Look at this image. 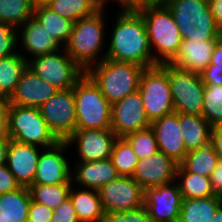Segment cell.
<instances>
[{"label":"cell","mask_w":222,"mask_h":222,"mask_svg":"<svg viewBox=\"0 0 222 222\" xmlns=\"http://www.w3.org/2000/svg\"><path fill=\"white\" fill-rule=\"evenodd\" d=\"M76 129H111L112 105L85 72L75 83Z\"/></svg>","instance_id":"cell-5"},{"label":"cell","mask_w":222,"mask_h":222,"mask_svg":"<svg viewBox=\"0 0 222 222\" xmlns=\"http://www.w3.org/2000/svg\"><path fill=\"white\" fill-rule=\"evenodd\" d=\"M33 17L64 47L70 38L73 22L67 20L46 5L34 7Z\"/></svg>","instance_id":"cell-29"},{"label":"cell","mask_w":222,"mask_h":222,"mask_svg":"<svg viewBox=\"0 0 222 222\" xmlns=\"http://www.w3.org/2000/svg\"><path fill=\"white\" fill-rule=\"evenodd\" d=\"M180 128L187 152L210 143L212 127L202 115L180 113Z\"/></svg>","instance_id":"cell-25"},{"label":"cell","mask_w":222,"mask_h":222,"mask_svg":"<svg viewBox=\"0 0 222 222\" xmlns=\"http://www.w3.org/2000/svg\"><path fill=\"white\" fill-rule=\"evenodd\" d=\"M202 116L211 127L222 124V84L205 85Z\"/></svg>","instance_id":"cell-36"},{"label":"cell","mask_w":222,"mask_h":222,"mask_svg":"<svg viewBox=\"0 0 222 222\" xmlns=\"http://www.w3.org/2000/svg\"><path fill=\"white\" fill-rule=\"evenodd\" d=\"M74 163L71 180L88 189L99 190L120 176L111 159Z\"/></svg>","instance_id":"cell-22"},{"label":"cell","mask_w":222,"mask_h":222,"mask_svg":"<svg viewBox=\"0 0 222 222\" xmlns=\"http://www.w3.org/2000/svg\"><path fill=\"white\" fill-rule=\"evenodd\" d=\"M112 1V0H111ZM122 9L121 12H140L151 7V0H115Z\"/></svg>","instance_id":"cell-45"},{"label":"cell","mask_w":222,"mask_h":222,"mask_svg":"<svg viewBox=\"0 0 222 222\" xmlns=\"http://www.w3.org/2000/svg\"><path fill=\"white\" fill-rule=\"evenodd\" d=\"M175 182L144 190V206L153 222L179 221L183 198Z\"/></svg>","instance_id":"cell-13"},{"label":"cell","mask_w":222,"mask_h":222,"mask_svg":"<svg viewBox=\"0 0 222 222\" xmlns=\"http://www.w3.org/2000/svg\"><path fill=\"white\" fill-rule=\"evenodd\" d=\"M115 19L105 58L135 63L144 68L156 66L142 15L139 12H119Z\"/></svg>","instance_id":"cell-1"},{"label":"cell","mask_w":222,"mask_h":222,"mask_svg":"<svg viewBox=\"0 0 222 222\" xmlns=\"http://www.w3.org/2000/svg\"><path fill=\"white\" fill-rule=\"evenodd\" d=\"M172 102L176 113L202 115L205 85L201 75L167 63Z\"/></svg>","instance_id":"cell-9"},{"label":"cell","mask_w":222,"mask_h":222,"mask_svg":"<svg viewBox=\"0 0 222 222\" xmlns=\"http://www.w3.org/2000/svg\"><path fill=\"white\" fill-rule=\"evenodd\" d=\"M81 189V190H80ZM76 189L71 185L69 199L75 208L80 222H103L104 210L98 190Z\"/></svg>","instance_id":"cell-24"},{"label":"cell","mask_w":222,"mask_h":222,"mask_svg":"<svg viewBox=\"0 0 222 222\" xmlns=\"http://www.w3.org/2000/svg\"><path fill=\"white\" fill-rule=\"evenodd\" d=\"M221 204L222 197L217 194L208 198L183 199L178 222H212Z\"/></svg>","instance_id":"cell-27"},{"label":"cell","mask_w":222,"mask_h":222,"mask_svg":"<svg viewBox=\"0 0 222 222\" xmlns=\"http://www.w3.org/2000/svg\"><path fill=\"white\" fill-rule=\"evenodd\" d=\"M139 90L130 93L112 105L111 130L117 137L142 130L150 126Z\"/></svg>","instance_id":"cell-15"},{"label":"cell","mask_w":222,"mask_h":222,"mask_svg":"<svg viewBox=\"0 0 222 222\" xmlns=\"http://www.w3.org/2000/svg\"><path fill=\"white\" fill-rule=\"evenodd\" d=\"M52 222H80L70 199L53 210Z\"/></svg>","instance_id":"cell-40"},{"label":"cell","mask_w":222,"mask_h":222,"mask_svg":"<svg viewBox=\"0 0 222 222\" xmlns=\"http://www.w3.org/2000/svg\"><path fill=\"white\" fill-rule=\"evenodd\" d=\"M21 185L17 182L6 164L0 165V194L9 193L19 189Z\"/></svg>","instance_id":"cell-42"},{"label":"cell","mask_w":222,"mask_h":222,"mask_svg":"<svg viewBox=\"0 0 222 222\" xmlns=\"http://www.w3.org/2000/svg\"><path fill=\"white\" fill-rule=\"evenodd\" d=\"M33 13L32 0H0V22L17 29L24 25Z\"/></svg>","instance_id":"cell-33"},{"label":"cell","mask_w":222,"mask_h":222,"mask_svg":"<svg viewBox=\"0 0 222 222\" xmlns=\"http://www.w3.org/2000/svg\"><path fill=\"white\" fill-rule=\"evenodd\" d=\"M58 89L27 67L22 73L10 104L40 108Z\"/></svg>","instance_id":"cell-20"},{"label":"cell","mask_w":222,"mask_h":222,"mask_svg":"<svg viewBox=\"0 0 222 222\" xmlns=\"http://www.w3.org/2000/svg\"><path fill=\"white\" fill-rule=\"evenodd\" d=\"M8 135L20 143L42 148L54 146L59 140L49 130L39 108L10 104Z\"/></svg>","instance_id":"cell-7"},{"label":"cell","mask_w":222,"mask_h":222,"mask_svg":"<svg viewBox=\"0 0 222 222\" xmlns=\"http://www.w3.org/2000/svg\"><path fill=\"white\" fill-rule=\"evenodd\" d=\"M150 123L174 111L167 63L145 68L138 88Z\"/></svg>","instance_id":"cell-8"},{"label":"cell","mask_w":222,"mask_h":222,"mask_svg":"<svg viewBox=\"0 0 222 222\" xmlns=\"http://www.w3.org/2000/svg\"><path fill=\"white\" fill-rule=\"evenodd\" d=\"M217 40L201 41L183 39L170 65L201 74L210 64L213 48Z\"/></svg>","instance_id":"cell-21"},{"label":"cell","mask_w":222,"mask_h":222,"mask_svg":"<svg viewBox=\"0 0 222 222\" xmlns=\"http://www.w3.org/2000/svg\"><path fill=\"white\" fill-rule=\"evenodd\" d=\"M210 64L222 67V36L217 40L213 48Z\"/></svg>","instance_id":"cell-49"},{"label":"cell","mask_w":222,"mask_h":222,"mask_svg":"<svg viewBox=\"0 0 222 222\" xmlns=\"http://www.w3.org/2000/svg\"><path fill=\"white\" fill-rule=\"evenodd\" d=\"M178 165L169 156L157 151L149 158L139 160L132 178L139 183L143 190L169 184L176 181Z\"/></svg>","instance_id":"cell-17"},{"label":"cell","mask_w":222,"mask_h":222,"mask_svg":"<svg viewBox=\"0 0 222 222\" xmlns=\"http://www.w3.org/2000/svg\"><path fill=\"white\" fill-rule=\"evenodd\" d=\"M212 222H222V204L215 211Z\"/></svg>","instance_id":"cell-51"},{"label":"cell","mask_w":222,"mask_h":222,"mask_svg":"<svg viewBox=\"0 0 222 222\" xmlns=\"http://www.w3.org/2000/svg\"><path fill=\"white\" fill-rule=\"evenodd\" d=\"M46 6L73 23L102 8L95 0H51Z\"/></svg>","instance_id":"cell-32"},{"label":"cell","mask_w":222,"mask_h":222,"mask_svg":"<svg viewBox=\"0 0 222 222\" xmlns=\"http://www.w3.org/2000/svg\"><path fill=\"white\" fill-rule=\"evenodd\" d=\"M208 3L215 23L222 31V0H208Z\"/></svg>","instance_id":"cell-48"},{"label":"cell","mask_w":222,"mask_h":222,"mask_svg":"<svg viewBox=\"0 0 222 222\" xmlns=\"http://www.w3.org/2000/svg\"><path fill=\"white\" fill-rule=\"evenodd\" d=\"M171 0H151L152 6L167 5Z\"/></svg>","instance_id":"cell-52"},{"label":"cell","mask_w":222,"mask_h":222,"mask_svg":"<svg viewBox=\"0 0 222 222\" xmlns=\"http://www.w3.org/2000/svg\"><path fill=\"white\" fill-rule=\"evenodd\" d=\"M17 30L9 24L0 22V59L17 52L14 49L18 44Z\"/></svg>","instance_id":"cell-39"},{"label":"cell","mask_w":222,"mask_h":222,"mask_svg":"<svg viewBox=\"0 0 222 222\" xmlns=\"http://www.w3.org/2000/svg\"><path fill=\"white\" fill-rule=\"evenodd\" d=\"M124 138L130 143L139 160L149 158L159 151L155 134L150 126L127 134Z\"/></svg>","instance_id":"cell-37"},{"label":"cell","mask_w":222,"mask_h":222,"mask_svg":"<svg viewBox=\"0 0 222 222\" xmlns=\"http://www.w3.org/2000/svg\"><path fill=\"white\" fill-rule=\"evenodd\" d=\"M145 22L154 62L169 63L177 54L182 36L166 5L152 6L139 12ZM155 48V52H153Z\"/></svg>","instance_id":"cell-4"},{"label":"cell","mask_w":222,"mask_h":222,"mask_svg":"<svg viewBox=\"0 0 222 222\" xmlns=\"http://www.w3.org/2000/svg\"><path fill=\"white\" fill-rule=\"evenodd\" d=\"M110 159L117 169L118 174L128 177H132L136 165L139 162L138 156L124 137H117L115 140Z\"/></svg>","instance_id":"cell-35"},{"label":"cell","mask_w":222,"mask_h":222,"mask_svg":"<svg viewBox=\"0 0 222 222\" xmlns=\"http://www.w3.org/2000/svg\"><path fill=\"white\" fill-rule=\"evenodd\" d=\"M144 67L104 58L86 73L98 85L111 105L138 90Z\"/></svg>","instance_id":"cell-3"},{"label":"cell","mask_w":222,"mask_h":222,"mask_svg":"<svg viewBox=\"0 0 222 222\" xmlns=\"http://www.w3.org/2000/svg\"><path fill=\"white\" fill-rule=\"evenodd\" d=\"M49 130L59 141H66L76 130L74 89L58 90L40 108Z\"/></svg>","instance_id":"cell-11"},{"label":"cell","mask_w":222,"mask_h":222,"mask_svg":"<svg viewBox=\"0 0 222 222\" xmlns=\"http://www.w3.org/2000/svg\"><path fill=\"white\" fill-rule=\"evenodd\" d=\"M72 184L43 185L32 184L29 187L32 200L54 210L69 199Z\"/></svg>","instance_id":"cell-34"},{"label":"cell","mask_w":222,"mask_h":222,"mask_svg":"<svg viewBox=\"0 0 222 222\" xmlns=\"http://www.w3.org/2000/svg\"><path fill=\"white\" fill-rule=\"evenodd\" d=\"M60 51H63L60 53ZM28 60V67L58 90L72 89L85 71L63 50Z\"/></svg>","instance_id":"cell-10"},{"label":"cell","mask_w":222,"mask_h":222,"mask_svg":"<svg viewBox=\"0 0 222 222\" xmlns=\"http://www.w3.org/2000/svg\"><path fill=\"white\" fill-rule=\"evenodd\" d=\"M52 216V209L31 199L29 204L28 222H52Z\"/></svg>","instance_id":"cell-41"},{"label":"cell","mask_w":222,"mask_h":222,"mask_svg":"<svg viewBox=\"0 0 222 222\" xmlns=\"http://www.w3.org/2000/svg\"><path fill=\"white\" fill-rule=\"evenodd\" d=\"M116 139L111 129H76L66 142H77L78 162H91L110 159Z\"/></svg>","instance_id":"cell-14"},{"label":"cell","mask_w":222,"mask_h":222,"mask_svg":"<svg viewBox=\"0 0 222 222\" xmlns=\"http://www.w3.org/2000/svg\"><path fill=\"white\" fill-rule=\"evenodd\" d=\"M183 39L218 40L221 30L211 14L208 0H171L167 5Z\"/></svg>","instance_id":"cell-6"},{"label":"cell","mask_w":222,"mask_h":222,"mask_svg":"<svg viewBox=\"0 0 222 222\" xmlns=\"http://www.w3.org/2000/svg\"><path fill=\"white\" fill-rule=\"evenodd\" d=\"M68 148L66 141H58L54 146L41 148L33 184L56 185L72 184L69 160L64 157ZM43 149V151H42Z\"/></svg>","instance_id":"cell-16"},{"label":"cell","mask_w":222,"mask_h":222,"mask_svg":"<svg viewBox=\"0 0 222 222\" xmlns=\"http://www.w3.org/2000/svg\"><path fill=\"white\" fill-rule=\"evenodd\" d=\"M211 186L215 194L222 197V161L220 160L210 176Z\"/></svg>","instance_id":"cell-47"},{"label":"cell","mask_w":222,"mask_h":222,"mask_svg":"<svg viewBox=\"0 0 222 222\" xmlns=\"http://www.w3.org/2000/svg\"><path fill=\"white\" fill-rule=\"evenodd\" d=\"M29 187L0 194V216L5 222H28L29 204L31 202Z\"/></svg>","instance_id":"cell-26"},{"label":"cell","mask_w":222,"mask_h":222,"mask_svg":"<svg viewBox=\"0 0 222 222\" xmlns=\"http://www.w3.org/2000/svg\"><path fill=\"white\" fill-rule=\"evenodd\" d=\"M102 8L106 5L108 0H95Z\"/></svg>","instance_id":"cell-54"},{"label":"cell","mask_w":222,"mask_h":222,"mask_svg":"<svg viewBox=\"0 0 222 222\" xmlns=\"http://www.w3.org/2000/svg\"><path fill=\"white\" fill-rule=\"evenodd\" d=\"M204 85L222 84V67L209 64L200 74Z\"/></svg>","instance_id":"cell-43"},{"label":"cell","mask_w":222,"mask_h":222,"mask_svg":"<svg viewBox=\"0 0 222 222\" xmlns=\"http://www.w3.org/2000/svg\"><path fill=\"white\" fill-rule=\"evenodd\" d=\"M219 161L214 147L209 143L206 146L188 152L180 165L187 172L210 178Z\"/></svg>","instance_id":"cell-31"},{"label":"cell","mask_w":222,"mask_h":222,"mask_svg":"<svg viewBox=\"0 0 222 222\" xmlns=\"http://www.w3.org/2000/svg\"><path fill=\"white\" fill-rule=\"evenodd\" d=\"M40 147L20 143L10 139L7 149L6 165L17 182L24 187L33 184L38 160L41 154Z\"/></svg>","instance_id":"cell-18"},{"label":"cell","mask_w":222,"mask_h":222,"mask_svg":"<svg viewBox=\"0 0 222 222\" xmlns=\"http://www.w3.org/2000/svg\"><path fill=\"white\" fill-rule=\"evenodd\" d=\"M104 9L105 7L74 22L69 41L64 46L65 51L85 72L106 57L99 55L102 53L103 45H106Z\"/></svg>","instance_id":"cell-2"},{"label":"cell","mask_w":222,"mask_h":222,"mask_svg":"<svg viewBox=\"0 0 222 222\" xmlns=\"http://www.w3.org/2000/svg\"><path fill=\"white\" fill-rule=\"evenodd\" d=\"M176 180H178L183 199L208 198L216 195L212 189L210 178L187 172L180 164L177 168Z\"/></svg>","instance_id":"cell-30"},{"label":"cell","mask_w":222,"mask_h":222,"mask_svg":"<svg viewBox=\"0 0 222 222\" xmlns=\"http://www.w3.org/2000/svg\"><path fill=\"white\" fill-rule=\"evenodd\" d=\"M158 149L180 164L188 153L182 138L180 128V113L173 112L163 116L150 124Z\"/></svg>","instance_id":"cell-19"},{"label":"cell","mask_w":222,"mask_h":222,"mask_svg":"<svg viewBox=\"0 0 222 222\" xmlns=\"http://www.w3.org/2000/svg\"><path fill=\"white\" fill-rule=\"evenodd\" d=\"M103 222H153L145 206L125 212L104 213Z\"/></svg>","instance_id":"cell-38"},{"label":"cell","mask_w":222,"mask_h":222,"mask_svg":"<svg viewBox=\"0 0 222 222\" xmlns=\"http://www.w3.org/2000/svg\"><path fill=\"white\" fill-rule=\"evenodd\" d=\"M105 213L125 212L144 205V190L128 176H119L98 190Z\"/></svg>","instance_id":"cell-12"},{"label":"cell","mask_w":222,"mask_h":222,"mask_svg":"<svg viewBox=\"0 0 222 222\" xmlns=\"http://www.w3.org/2000/svg\"><path fill=\"white\" fill-rule=\"evenodd\" d=\"M9 141L10 139H0V165L6 164Z\"/></svg>","instance_id":"cell-50"},{"label":"cell","mask_w":222,"mask_h":222,"mask_svg":"<svg viewBox=\"0 0 222 222\" xmlns=\"http://www.w3.org/2000/svg\"><path fill=\"white\" fill-rule=\"evenodd\" d=\"M51 0H32L34 7L40 5H47Z\"/></svg>","instance_id":"cell-53"},{"label":"cell","mask_w":222,"mask_h":222,"mask_svg":"<svg viewBox=\"0 0 222 222\" xmlns=\"http://www.w3.org/2000/svg\"><path fill=\"white\" fill-rule=\"evenodd\" d=\"M0 222H5L3 219H2V217L0 216Z\"/></svg>","instance_id":"cell-55"},{"label":"cell","mask_w":222,"mask_h":222,"mask_svg":"<svg viewBox=\"0 0 222 222\" xmlns=\"http://www.w3.org/2000/svg\"><path fill=\"white\" fill-rule=\"evenodd\" d=\"M9 98L0 95V139H10L8 135Z\"/></svg>","instance_id":"cell-44"},{"label":"cell","mask_w":222,"mask_h":222,"mask_svg":"<svg viewBox=\"0 0 222 222\" xmlns=\"http://www.w3.org/2000/svg\"><path fill=\"white\" fill-rule=\"evenodd\" d=\"M210 143L214 147L219 160L222 161V124L212 127Z\"/></svg>","instance_id":"cell-46"},{"label":"cell","mask_w":222,"mask_h":222,"mask_svg":"<svg viewBox=\"0 0 222 222\" xmlns=\"http://www.w3.org/2000/svg\"><path fill=\"white\" fill-rule=\"evenodd\" d=\"M18 29L17 38H21L18 40L22 42L21 48H24L26 54L28 52L31 56L33 55L32 57L53 53L63 47L33 16Z\"/></svg>","instance_id":"cell-23"},{"label":"cell","mask_w":222,"mask_h":222,"mask_svg":"<svg viewBox=\"0 0 222 222\" xmlns=\"http://www.w3.org/2000/svg\"><path fill=\"white\" fill-rule=\"evenodd\" d=\"M28 60V57L17 52L0 59V95L11 97L28 67Z\"/></svg>","instance_id":"cell-28"}]
</instances>
